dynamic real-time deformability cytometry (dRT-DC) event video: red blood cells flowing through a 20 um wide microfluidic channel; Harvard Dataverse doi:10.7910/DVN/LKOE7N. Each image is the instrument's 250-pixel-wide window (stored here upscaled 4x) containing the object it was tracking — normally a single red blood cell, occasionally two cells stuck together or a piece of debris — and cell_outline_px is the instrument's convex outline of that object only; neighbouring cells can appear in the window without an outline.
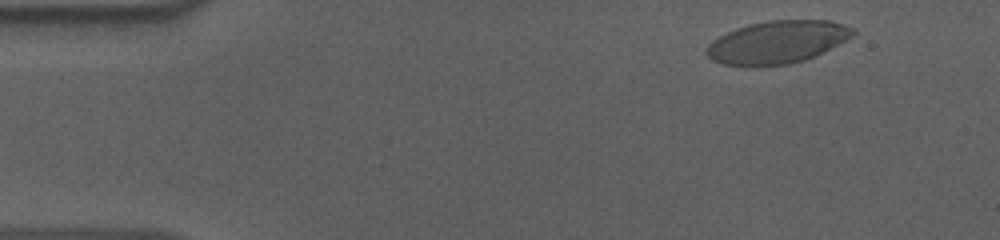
{"species": "human", "species_latin": "Homo sapiens", "temperature_condition": "cold", "stored_images_in_passage": 53, "camera_frame_rate_fps": 3000, "um_per_image_px": 0.085, "donor": {"sex": "male"}, "frame": {"image": 1, "passage_image": 3, "time_ms": 0.667, "image_size_px": [1000, 240], "cell_outline_px": [[856, 32], [852, 36], [804, 60], [788, 64], [752, 68], [748, 68], [720, 64], [712, 60], [704, 52], [708, 44], [712, 40], [736, 28], [748, 24], [768, 20], [828, 20], [852, 28]], "centroid_in_image_um": [65.95, 3.61], "position_along_channel_um": 19.0, "area_um2": 36.47}}
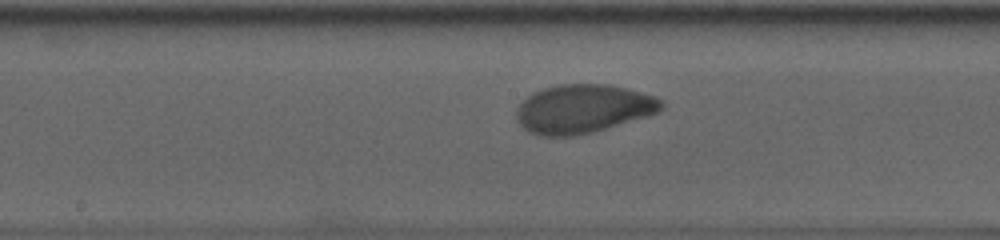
{"frame": {"image": 2, "passage_image": 26, "time_ms": 8.333, "image_size_px": [1000, 240], "cell_outline_px": [[664, 108], [648, 116], [592, 132], [572, 136], [540, 136], [528, 132], [516, 120], [516, 112], [520, 104], [532, 92], [556, 84], [612, 84], [656, 96], [664, 104]], "centroid_in_image_um": [49.56, 9.24], "position_along_channel_um": 198.6, "area_um2": 41.21}}
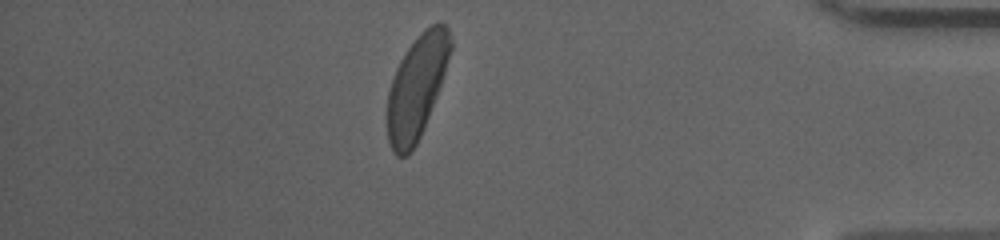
{"frame": {"image": 3, "passage_image": 46, "time_ms": 15.0, "image_size_px": [1000, 240], "cell_outline_px": [[452, 48], [436, 96], [424, 128], [412, 152], [408, 156], [396, 156], [392, 152], [388, 140], [388, 92], [396, 68], [400, 60], [408, 48], [424, 28], [440, 20], [448, 28], [452, 40]], "centroid_in_image_um": [35.42, 7.39], "position_along_channel_um": 399.8, "area_um2": 37.69}, "authors_computed_cell_mechanics": {"area_um2": 38.6682, "velocity_mm_per_s": 3.6041, "shape_relaxation_time_tau1_ms": 4.8708, "shape_relaxation_time_tau2_ms": 1.3513, "deformation_change_tau1": 0.1658, "deformation_change_tau2": 0.0529}}